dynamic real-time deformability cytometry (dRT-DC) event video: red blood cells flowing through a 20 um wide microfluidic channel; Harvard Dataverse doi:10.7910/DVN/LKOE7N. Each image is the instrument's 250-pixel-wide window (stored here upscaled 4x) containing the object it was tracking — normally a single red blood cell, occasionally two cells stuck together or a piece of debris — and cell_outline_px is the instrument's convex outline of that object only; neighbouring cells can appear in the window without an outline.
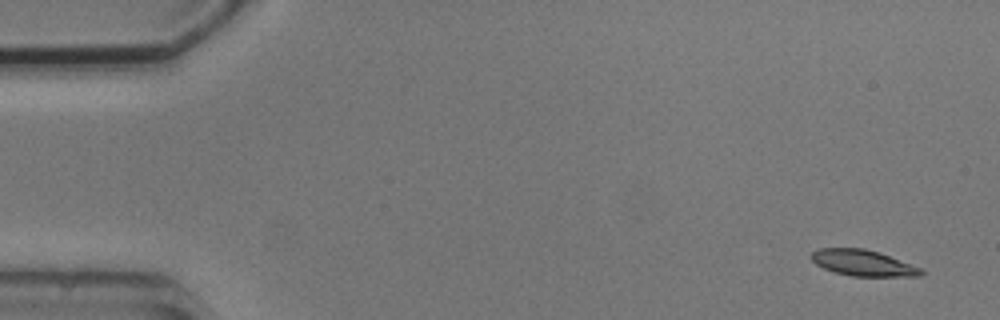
{"species": "common noctule bat (a hibernating species)", "species_latin": "Nyctalus noctula", "temperature_condition": "cold", "stored_images_in_passage": 4, "camera_frame_rate_fps": 3000, "um_per_image_px": 0.085, "animal": {"sex": "male", "body_mass_g": 20.5, "forearm_length_mm": 52.5}, "frame": {"image": 1, "passage_image": 1, "time_ms": 0.0, "image_size_px": [1000, 320], "cell_outline_px": [[924, 272], [920, 276], [852, 276], [836, 272], [824, 268], [816, 264], [812, 260], [812, 252], [820, 248], [864, 248], [880, 252], [920, 268]], "centroid_in_image_um": [73.35, 22.34], "position_along_channel_um": 11.7, "area_um2": 16.42}}
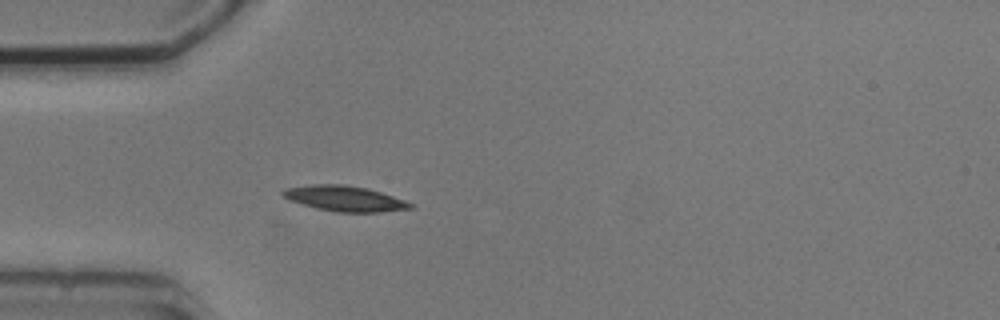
{"frame": {"image": 2, "passage_image": 4, "time_ms": 4.333, "image_size_px": [1000, 320], "cell_outline_px": [[412, 208], [380, 212], [336, 212], [316, 208], [288, 200], [280, 192], [284, 188], [312, 184], [344, 184], [368, 188], [404, 200], [412, 204]], "centroid_in_image_um": [29.24, 16.87], "position_along_channel_um": 55.8, "area_um2": 18.84}}